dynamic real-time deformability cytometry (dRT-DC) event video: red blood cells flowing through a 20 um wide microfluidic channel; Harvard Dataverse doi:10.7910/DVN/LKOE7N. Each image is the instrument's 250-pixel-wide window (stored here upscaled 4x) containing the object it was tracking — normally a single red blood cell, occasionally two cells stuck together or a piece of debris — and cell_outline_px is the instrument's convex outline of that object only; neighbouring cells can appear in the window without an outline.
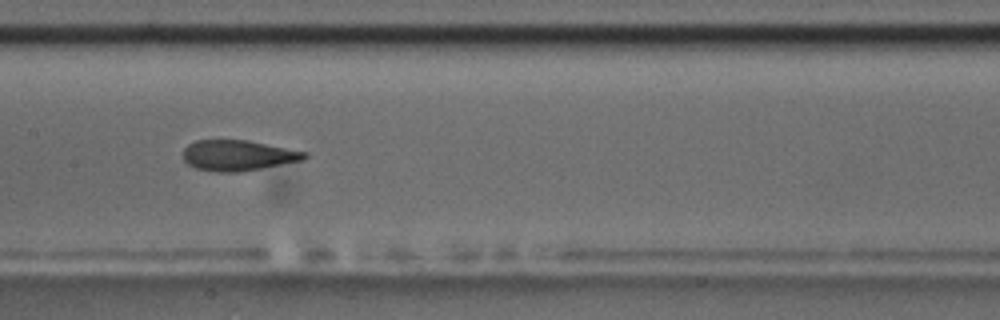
{"species": "common noctule bat (a hibernating species)", "species_latin": "Nyctalus noctula", "temperature_condition": "room temperature", "stored_images_in_passage": 9, "camera_frame_rate_fps": 3000, "um_per_image_px": 0.085, "animal": {"sex": "male", "body_mass_g": 17.5, "forearm_length_mm": 52.3}, "frame": {"image": 1, "passage_image": 8, "time_ms": 8.333, "image_size_px": [1000, 320], "cell_outline_px": [[308, 156], [304, 160], [240, 172], [216, 172], [196, 168], [188, 164], [184, 160], [184, 148], [188, 144], [196, 140], [248, 140], [308, 152]], "centroid_in_image_um": [20.24, 13.21], "position_along_channel_um": 187.2, "area_um2": 21.68}}